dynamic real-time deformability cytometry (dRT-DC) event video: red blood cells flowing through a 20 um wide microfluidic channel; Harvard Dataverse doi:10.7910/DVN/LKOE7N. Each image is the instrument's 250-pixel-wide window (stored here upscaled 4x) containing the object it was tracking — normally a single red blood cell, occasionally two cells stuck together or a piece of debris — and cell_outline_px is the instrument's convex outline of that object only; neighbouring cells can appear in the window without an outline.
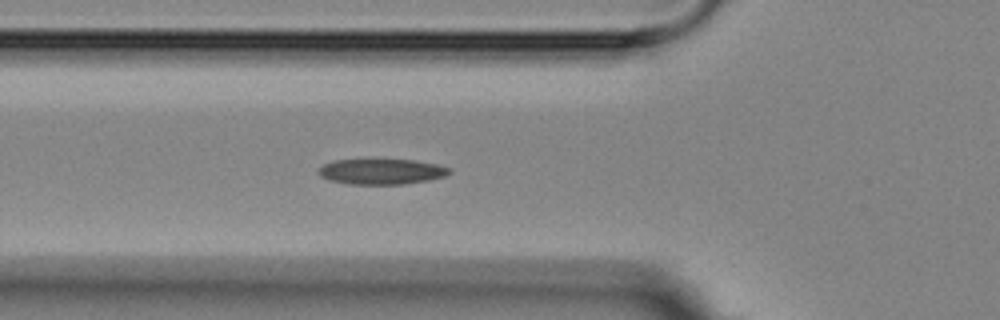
{"species": "Egyptian fruit bat (a non-hibernating species)", "species_latin": "Rousettus aegyptiacus", "temperature_condition": "room temperature", "stored_images_in_passage": 4, "segment_of_instrument_passage": [1, 2], "camera_frame_rate_fps": 3000, "um_per_image_px": 0.085, "animal": {"sex": "female"}, "frame": {"image": 1, "passage_image": 3, "time_ms": 2.0, "image_size_px": [1000, 320], "cell_outline_px": [[452, 172], [444, 176], [428, 180], [404, 184], [348, 184], [328, 180], [320, 176], [316, 172], [324, 164], [336, 160], [412, 160], [436, 164], [452, 168]], "centroid_in_image_um": [32.42, 14.59], "position_along_channel_um": 93.4, "area_um2": 19.36}}